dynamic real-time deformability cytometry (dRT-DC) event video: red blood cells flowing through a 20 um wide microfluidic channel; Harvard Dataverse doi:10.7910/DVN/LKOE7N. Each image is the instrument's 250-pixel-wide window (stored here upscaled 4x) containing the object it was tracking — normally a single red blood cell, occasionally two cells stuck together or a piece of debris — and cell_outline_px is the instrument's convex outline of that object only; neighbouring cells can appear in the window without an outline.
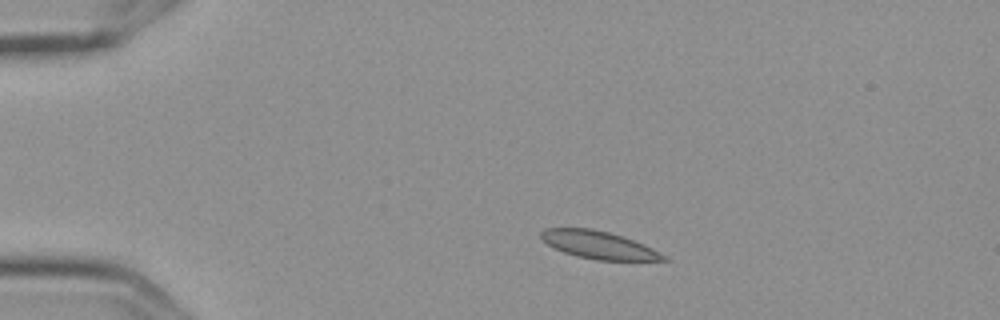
{"species": "Egyptian fruit bat (a non-hibernating species)", "species_latin": "Rousettus aegyptiacus", "temperature_condition": "cold", "stored_images_in_passage": 3, "camera_frame_rate_fps": 3000, "um_per_image_px": 0.085, "frame": {"image": 1, "passage_image": 2, "time_ms": 0.333, "image_size_px": [1000, 320], "cell_outline_px": [[672, 260], [596, 260], [576, 256], [564, 252], [548, 244], [540, 236], [540, 232], [544, 228], [592, 228], [608, 232], [644, 244], [668, 256]], "centroid_in_image_um": [50.91, 20.82], "position_along_channel_um": 34.1, "area_um2": 19.59}}